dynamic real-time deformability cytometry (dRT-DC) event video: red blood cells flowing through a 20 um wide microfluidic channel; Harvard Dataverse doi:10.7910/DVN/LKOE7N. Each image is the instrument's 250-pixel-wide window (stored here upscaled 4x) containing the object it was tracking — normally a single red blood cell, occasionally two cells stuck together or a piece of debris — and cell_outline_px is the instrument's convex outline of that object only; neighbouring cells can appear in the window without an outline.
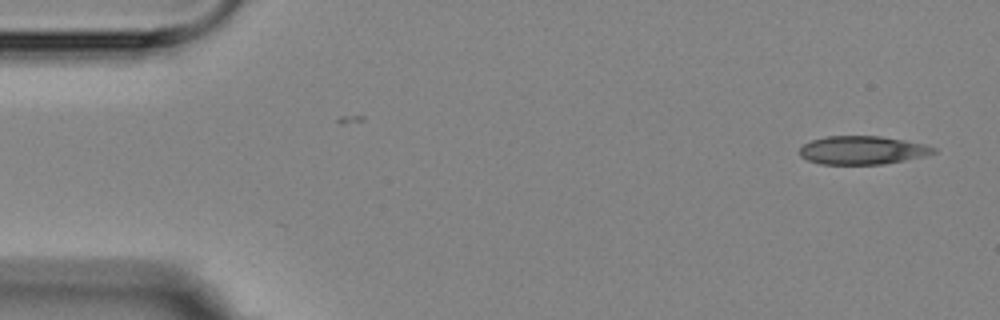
{"species": "Egyptian fruit bat (a non-hibernating species)", "species_latin": "Rousettus aegyptiacus", "temperature_condition": "room temperature", "stored_images_in_passage": 3, "camera_frame_rate_fps": 3000, "um_per_image_px": 0.085, "animal": {"sex": "female"}, "frame": {"image": 1, "passage_image": 3, "time_ms": 2.333, "image_size_px": [1000, 320], "cell_outline_px": [[936, 152], [924, 156], [884, 164], [820, 164], [808, 160], [800, 156], [800, 148], [804, 144], [812, 140], [828, 136], [880, 136], [924, 144], [936, 148]], "centroid_in_image_um": [73.29, 12.77], "position_along_channel_um": 11.7, "area_um2": 21.96}}